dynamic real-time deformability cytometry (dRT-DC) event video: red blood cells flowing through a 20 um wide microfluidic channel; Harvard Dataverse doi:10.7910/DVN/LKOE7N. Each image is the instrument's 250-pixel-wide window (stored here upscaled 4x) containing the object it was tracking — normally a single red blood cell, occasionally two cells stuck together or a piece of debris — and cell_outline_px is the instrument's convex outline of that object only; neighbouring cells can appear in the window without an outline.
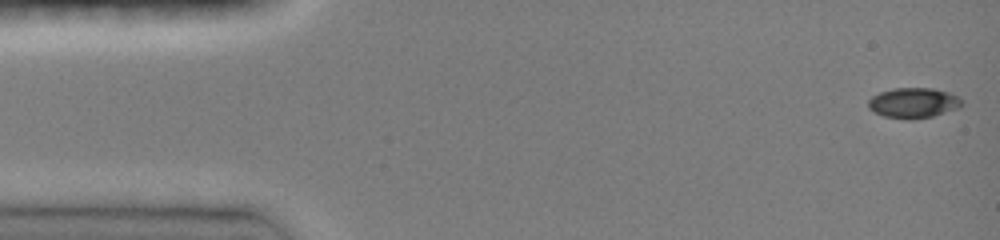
{"species": "common noctule bat (a hibernating species)", "species_latin": "Nyctalus noctula", "temperature_condition": "room temperature", "stored_images_in_passage": 47, "camera_frame_rate_fps": 3000, "um_per_image_px": 0.085, "animal": {"sex": "female", "body_mass_g": 19.0, "forearm_length_mm": 51.5}, "frame": {"image": 1, "passage_image": 1, "time_ms": 0.0, "image_size_px": [1000, 240], "cell_outline_px": [[964, 104], [960, 108], [932, 116], [912, 120], [908, 120], [884, 116], [872, 112], [868, 108], [868, 100], [872, 96], [880, 92], [892, 88], [932, 88], [948, 92], [964, 100]], "centroid_in_image_um": [77.64, 8.75], "position_along_channel_um": 7.4, "area_um2": 16.76}}
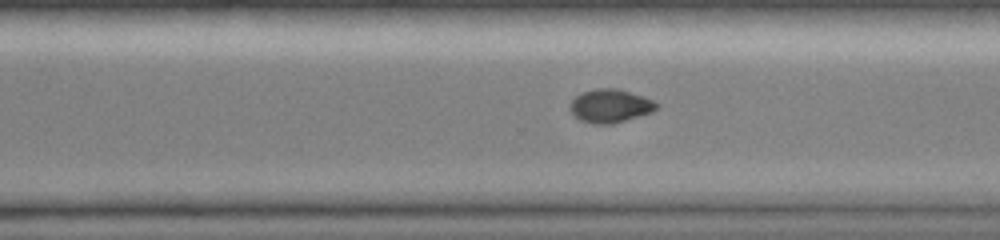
{"frame": {"image": 2, "passage_image": 33, "time_ms": 10.667, "image_size_px": [1000, 240], "cell_outline_px": [[660, 104], [652, 112], [612, 124], [592, 124], [580, 120], [568, 108], [572, 100], [580, 92], [596, 88], [616, 88], [652, 100]], "centroid_in_image_um": [51.83, 9.0], "position_along_channel_um": 318.8, "area_um2": 16.7}}
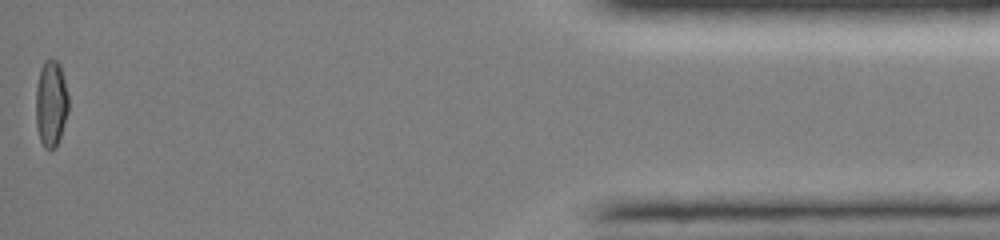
{"frame": {"image": 3, "passage_image": 47, "time_ms": 15.333, "image_size_px": [1000, 240], "cell_outline_px": [[68, 112], [60, 136], [56, 144], [52, 148], [44, 148], [40, 140], [36, 128], [36, 88], [40, 68], [44, 60], [56, 60], [60, 64], [68, 96]], "centroid_in_image_um": [4.32, 8.78], "position_along_channel_um": 430.9, "area_um2": 16.3}, "authors_computed_cell_mechanics": {"area_um2": 16.7042, "velocity_mm_per_s": 4.0371, "shape_relaxation_time_tau1_ms": 8.4509, "shape_relaxation_time_tau2_ms": null, "deformation_change_tau1": 0.2063, "deformation_change_tau2": null}}